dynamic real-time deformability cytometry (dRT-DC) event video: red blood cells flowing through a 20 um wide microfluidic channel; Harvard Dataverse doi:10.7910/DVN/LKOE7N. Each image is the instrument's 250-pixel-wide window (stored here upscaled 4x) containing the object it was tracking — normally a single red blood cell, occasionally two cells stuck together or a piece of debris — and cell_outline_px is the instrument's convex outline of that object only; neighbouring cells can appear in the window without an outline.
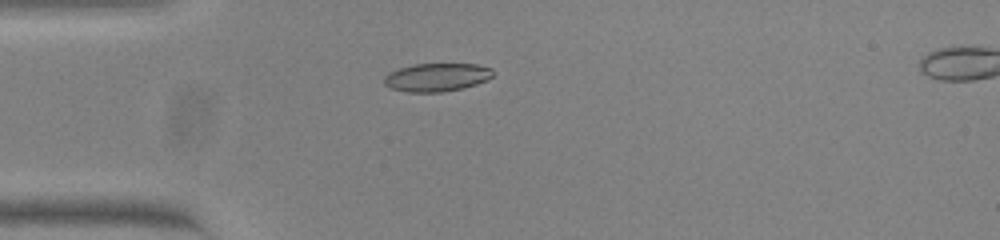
{"species": "common noctule bat (a hibernating species)", "species_latin": "Nyctalus noctula", "temperature_condition": "warm", "stored_images_in_passage": 40, "camera_frame_rate_fps": 3000, "um_per_image_px": 0.085, "animal": {"sex": "female", "body_mass_g": 23.0, "forearm_length_mm": 53.4}, "frame": {"image": 1, "passage_image": 1, "time_ms": 0.0, "image_size_px": [1000, 240], "cell_outline_px": [[496, 72], [488, 80], [464, 88], [440, 92], [408, 92], [392, 88], [384, 84], [384, 76], [388, 72], [412, 64], [476, 64], [492, 68]], "centroid_in_image_um": [37.15, 6.56], "position_along_channel_um": 47.8, "area_um2": 18.03}}
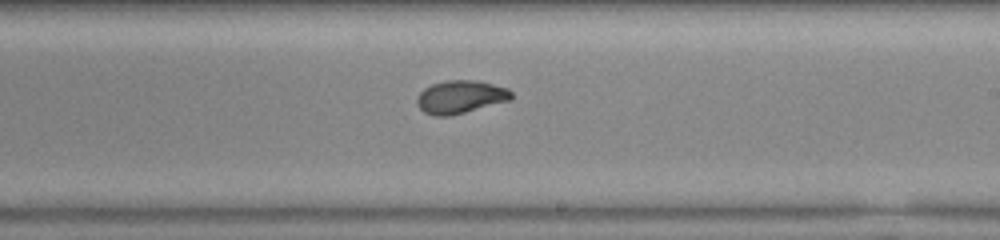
{"frame": {"image": 2, "passage_image": 18, "time_ms": 5.667, "image_size_px": [1000, 240], "cell_outline_px": [[512, 96], [508, 100], [464, 112], [448, 116], [436, 116], [424, 112], [416, 104], [416, 96], [424, 88], [432, 84], [444, 80], [476, 80], [508, 88], [512, 92]], "centroid_in_image_um": [39.08, 8.22], "position_along_channel_um": 249.9, "area_um2": 17.98}}
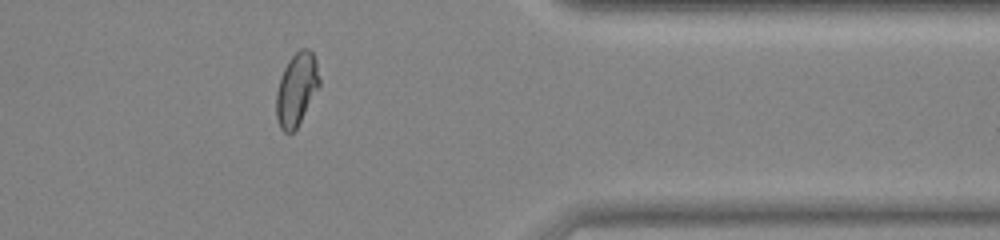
{"frame": {"image": 3, "passage_image": 30, "time_ms": 9.667, "image_size_px": [1000, 240], "cell_outline_px": [[320, 84], [296, 128], [292, 132], [284, 132], [280, 128], [276, 116], [276, 92], [280, 76], [288, 60], [300, 48], [308, 48], [312, 52], [316, 60], [320, 80]], "centroid_in_image_um": [25.19, 7.55], "position_along_channel_um": 386.2, "area_um2": 18.15}, "authors_computed_cell_mechanics": {"area_um2": 18.2937, "velocity_mm_per_s": 3.826, "shape_relaxation_time_tau1_ms": 5.0661, "shape_relaxation_time_tau2_ms": 0.8849, "deformation_change_tau1": 0.1743, "deformation_change_tau2": 0.0427}}